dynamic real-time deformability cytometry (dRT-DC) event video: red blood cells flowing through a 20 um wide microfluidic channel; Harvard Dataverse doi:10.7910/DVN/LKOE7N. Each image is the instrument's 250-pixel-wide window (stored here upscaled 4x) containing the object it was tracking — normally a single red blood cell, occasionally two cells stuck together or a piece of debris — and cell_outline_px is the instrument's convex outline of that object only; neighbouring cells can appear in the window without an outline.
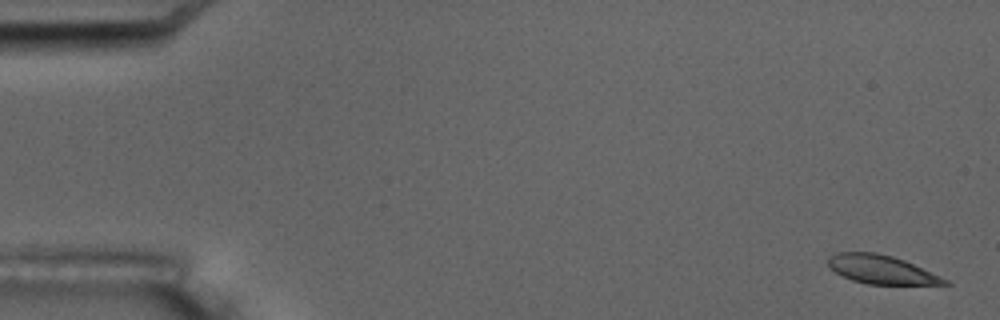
{"species": "common noctule bat (a hibernating species)", "species_latin": "Nyctalus noctula", "temperature_condition": "room temperature", "stored_images_in_passage": 6, "camera_frame_rate_fps": 3000, "um_per_image_px": 0.085, "animal": {"sex": "male", "body_mass_g": 17.5, "forearm_length_mm": 52.3}, "frame": {"image": 1, "passage_image": 1, "time_ms": 0.0, "image_size_px": [1000, 320], "cell_outline_px": [[952, 284], [868, 284], [852, 280], [836, 272], [828, 264], [828, 256], [836, 252], [876, 252], [892, 256], [904, 260], [940, 276], [948, 280]], "centroid_in_image_um": [74.89, 22.9], "position_along_channel_um": 10.1, "area_um2": 19.19}}
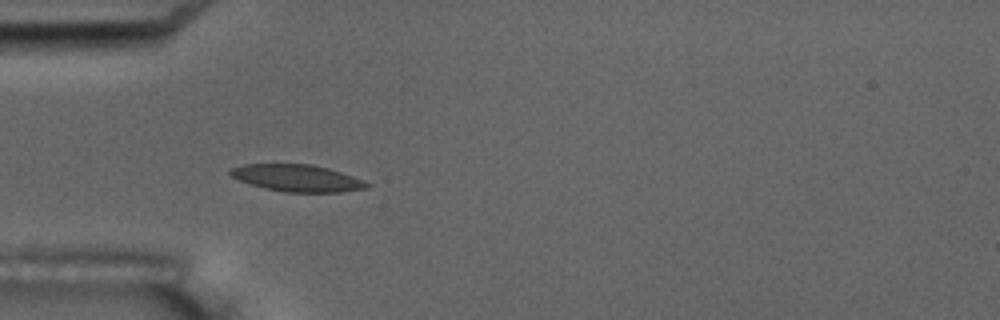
{"frame": {"image": 2, "passage_image": 5, "time_ms": 5.333, "image_size_px": [1000, 320], "cell_outline_px": [[372, 184], [368, 188], [340, 192], [284, 192], [264, 188], [240, 180], [232, 176], [228, 172], [228, 168], [244, 164], [312, 164], [328, 168], [364, 180]], "centroid_in_image_um": [25.26, 15.13], "position_along_channel_um": 59.7, "area_um2": 21.44}}